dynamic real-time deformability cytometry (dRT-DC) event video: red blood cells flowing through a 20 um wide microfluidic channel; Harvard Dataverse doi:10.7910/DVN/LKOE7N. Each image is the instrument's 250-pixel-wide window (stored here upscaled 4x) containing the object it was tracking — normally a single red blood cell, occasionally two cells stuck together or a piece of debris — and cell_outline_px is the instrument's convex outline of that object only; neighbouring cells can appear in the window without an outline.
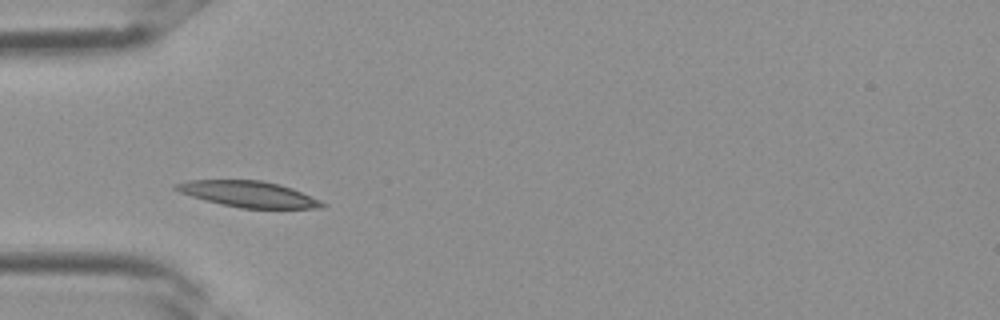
{"species": "Egyptian fruit bat (a non-hibernating species)", "species_latin": "Rousettus aegyptiacus", "temperature_condition": "room temperature", "stored_images_in_passage": 2, "camera_frame_rate_fps": 3000, "um_per_image_px": 0.085, "frame": {"image": 1, "passage_image": 1, "time_ms": 0.0, "image_size_px": [1000, 320], "cell_outline_px": [[328, 204], [324, 208], [240, 208], [220, 204], [204, 200], [180, 192], [172, 188], [172, 184], [188, 180], [260, 180], [280, 184], [292, 188], [320, 200]], "centroid_in_image_um": [21.11, 16.5], "position_along_channel_um": 63.9, "area_um2": 22.25}}
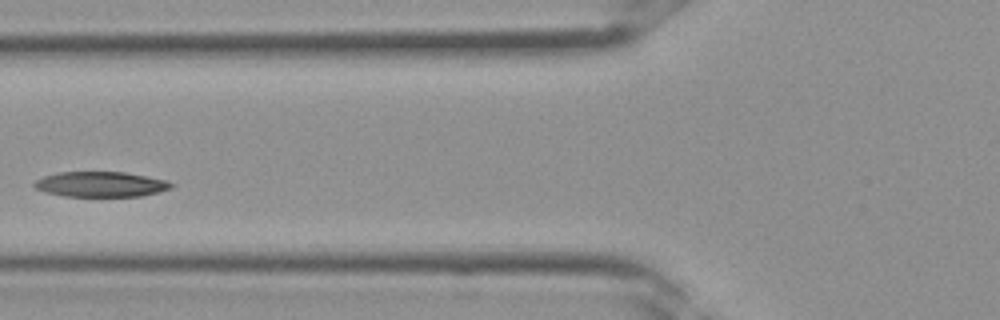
{"frame": {"image": 2, "passage_image": 2, "time_ms": 0.333, "image_size_px": [1000, 320], "cell_outline_px": [[176, 184], [172, 188], [140, 196], [64, 196], [44, 192], [36, 188], [32, 184], [36, 180], [44, 176], [60, 172], [124, 172], [168, 180]], "centroid_in_image_um": [8.58, 15.66], "position_along_channel_um": 117.2, "area_um2": 20.11}}